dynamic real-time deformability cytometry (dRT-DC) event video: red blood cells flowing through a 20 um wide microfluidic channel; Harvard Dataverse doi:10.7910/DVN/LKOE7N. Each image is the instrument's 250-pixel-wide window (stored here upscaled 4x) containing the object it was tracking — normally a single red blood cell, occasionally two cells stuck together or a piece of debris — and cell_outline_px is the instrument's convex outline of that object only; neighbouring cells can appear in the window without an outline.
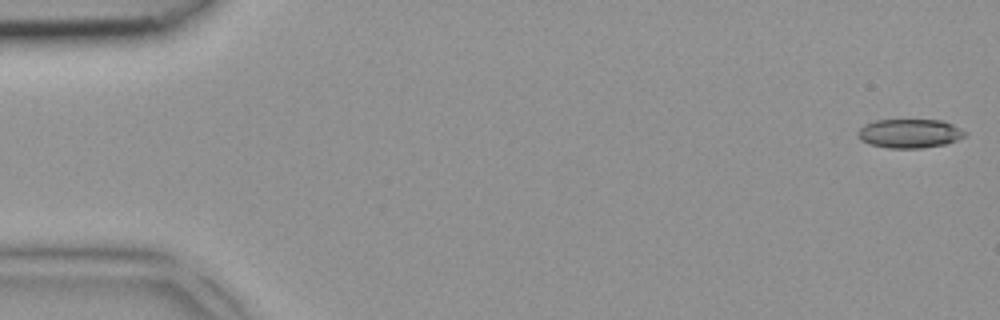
{"species": "common noctule bat (a hibernating species)", "species_latin": "Nyctalus noctula", "temperature_condition": "room temperature", "stored_images_in_passage": 4, "camera_frame_rate_fps": 3000, "um_per_image_px": 0.085, "animal": {"sex": "female", "body_mass_g": 18.4}, "frame": {"image": 1, "passage_image": 1, "time_ms": 0.0, "image_size_px": [1000, 320], "cell_outline_px": [[968, 132], [964, 136], [956, 140], [944, 144], [920, 148], [888, 148], [868, 144], [860, 140], [856, 132], [864, 124], [876, 120], [944, 120]], "centroid_in_image_um": [77.29, 11.34], "position_along_channel_um": 7.7, "area_um2": 18.15}}